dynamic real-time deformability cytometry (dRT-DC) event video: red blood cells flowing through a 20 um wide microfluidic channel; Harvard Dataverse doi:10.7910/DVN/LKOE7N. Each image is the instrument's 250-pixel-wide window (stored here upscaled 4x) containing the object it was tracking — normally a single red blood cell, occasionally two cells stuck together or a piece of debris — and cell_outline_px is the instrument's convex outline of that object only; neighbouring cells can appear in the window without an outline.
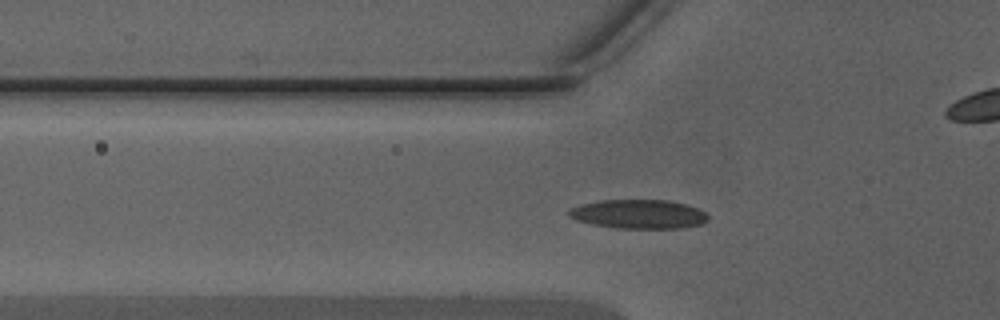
{"species": "Egyptian fruit bat (a non-hibernating species)", "species_latin": "Rousettus aegyptiacus", "temperature_condition": "warm", "stored_images_in_passage": 29, "camera_frame_rate_fps": 3000, "um_per_image_px": 0.085, "animal": {"sex": "male"}, "frame": {"image": 1, "passage_image": 12, "time_ms": 3.667, "image_size_px": [1000, 320], "cell_outline_px": [[708, 220], [700, 224], [684, 228], [616, 228], [592, 224], [576, 220], [568, 216], [568, 212], [572, 208], [580, 204], [600, 200], [668, 200], [688, 204], [704, 212], [708, 216]], "centroid_in_image_um": [54.28, 18.2], "position_along_channel_um": 71.5, "area_um2": 23.58}}
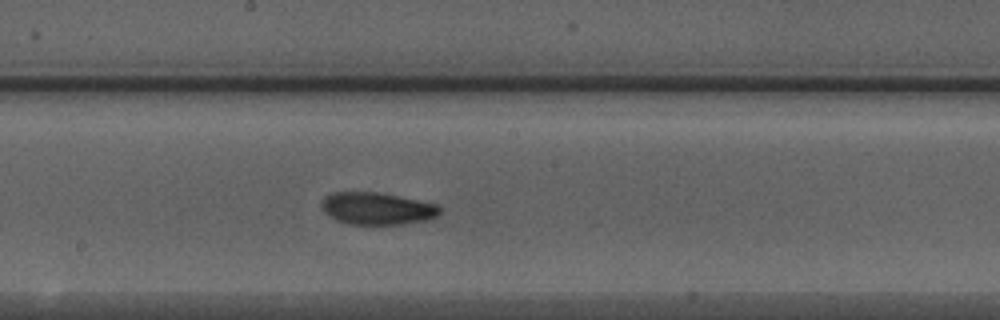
{"frame": {"image": 2, "passage_image": 22, "time_ms": 7.0, "image_size_px": [1000, 320], "cell_outline_px": [[444, 208], [436, 216], [424, 220], [404, 224], [348, 224], [336, 220], [328, 216], [324, 212], [320, 204], [324, 196], [332, 192], [376, 192], [436, 204]], "centroid_in_image_um": [32.0, 17.72], "position_along_channel_um": 216.2, "area_um2": 22.14}}
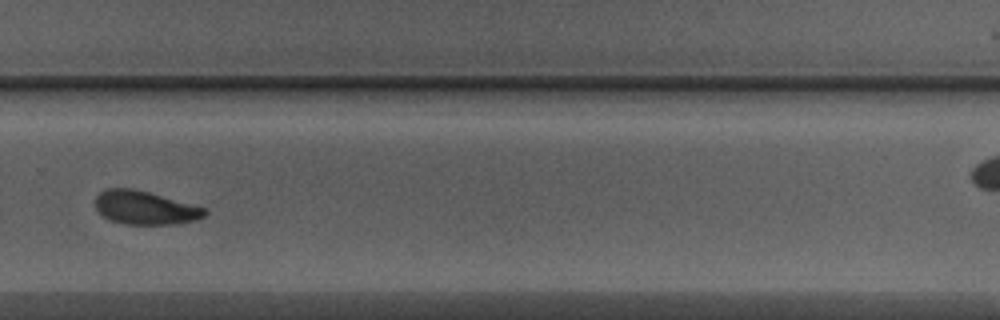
{"frame": {"image": 3, "passage_image": 29, "time_ms": 9.333, "image_size_px": [1000, 320], "cell_outline_px": [[208, 212], [204, 216], [196, 220], [172, 224], [124, 224], [112, 220], [104, 216], [96, 208], [96, 196], [100, 192], [108, 188], [132, 188], [148, 192], [204, 208]], "centroid_in_image_um": [12.31, 17.66], "position_along_channel_um": 317.5, "area_um2": 20.92}}